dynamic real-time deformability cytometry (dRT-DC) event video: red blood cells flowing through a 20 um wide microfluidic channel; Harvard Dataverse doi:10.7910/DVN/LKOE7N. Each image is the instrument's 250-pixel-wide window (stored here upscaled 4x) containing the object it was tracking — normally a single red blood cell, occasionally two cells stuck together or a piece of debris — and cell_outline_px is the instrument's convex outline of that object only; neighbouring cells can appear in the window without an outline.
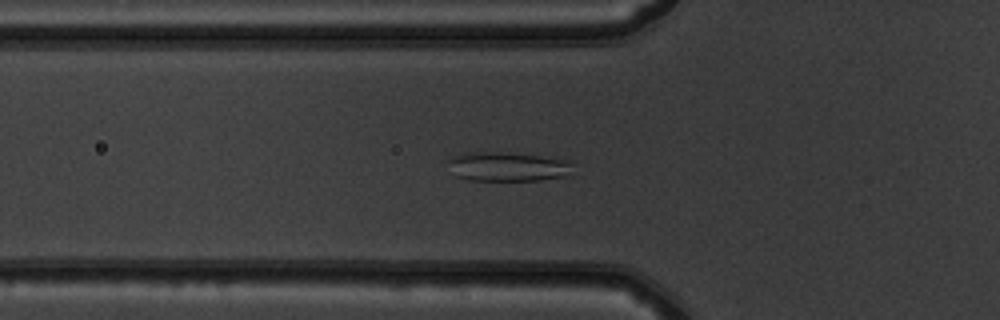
{"species": "common noctule bat (a hibernating species)", "species_latin": "Nyctalus noctula", "temperature_condition": "warm", "stored_images_in_passage": 35, "camera_frame_rate_fps": 3000, "um_per_image_px": 0.085, "animal": {"sex": "male", "body_mass_g": 19.5, "forearm_length_mm": 54.6}, "frame": {"image": 1, "passage_image": 2, "time_ms": 0.333, "image_size_px": [1000, 320], "cell_outline_px": [[572, 164], [564, 176], [540, 180], [468, 180], [456, 176], [448, 160], [452, 156], [468, 152], [496, 152], [540, 156], [572, 160]], "centroid_in_image_um": [43.13, 14.16], "position_along_channel_um": 82.7, "area_um2": 20.87}}
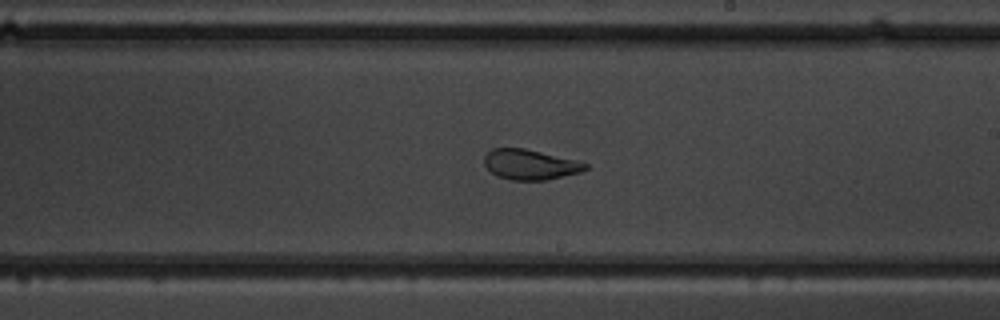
{"frame": {"image": 2, "passage_image": 14, "time_ms": 4.333, "image_size_px": [1000, 320], "cell_outline_px": [[588, 168], [580, 172], [564, 176], [544, 180], [512, 180], [496, 176], [484, 164], [484, 156], [492, 148], [524, 148], [576, 160], [588, 164]], "centroid_in_image_um": [45.05, 13.98], "position_along_channel_um": 244.0, "area_um2": 17.69}}
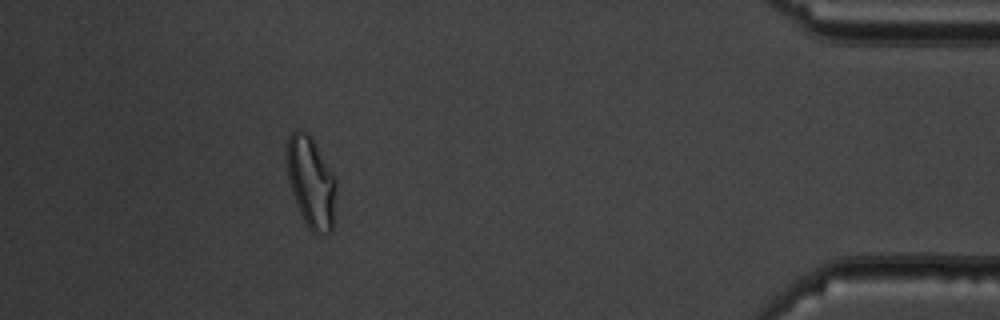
{"frame": {"image": 3, "passage_image": 30, "time_ms": 9.667, "image_size_px": [1000, 320], "cell_outline_px": [[336, 188], [332, 232], [320, 236], [316, 236], [308, 228], [296, 204], [288, 180], [288, 136], [296, 128], [300, 128], [308, 132], [312, 136], [332, 172], [336, 180]], "centroid_in_image_um": [26.46, 15.51], "position_along_channel_um": 408.7, "area_um2": 26.36}, "authors_computed_cell_mechanics": {"area_um2": 19.4208, "velocity_mm_per_s": 4.0301, "shape_relaxation_time_tau1_ms": null, "shape_relaxation_time_tau2_ms": 1.3168, "deformation_change_tau1": null, "deformation_change_tau2": 0.0572}}